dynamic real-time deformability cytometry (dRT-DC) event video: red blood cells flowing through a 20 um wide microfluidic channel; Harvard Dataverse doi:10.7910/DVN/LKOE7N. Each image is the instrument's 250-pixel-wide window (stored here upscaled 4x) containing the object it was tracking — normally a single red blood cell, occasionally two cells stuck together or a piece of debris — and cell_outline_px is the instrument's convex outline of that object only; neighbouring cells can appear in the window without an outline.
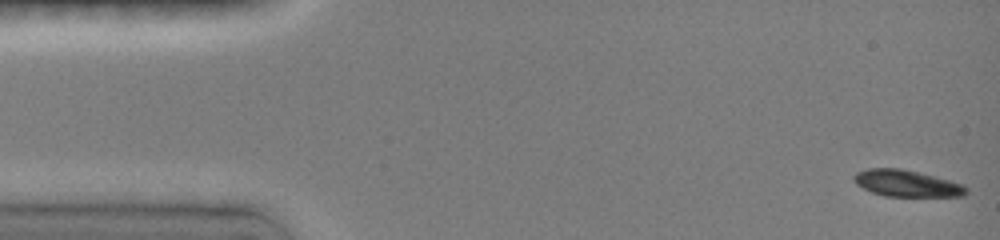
{"species": "common noctule bat (a hibernating species)", "species_latin": "Nyctalus noctula", "temperature_condition": "room temperature", "stored_images_in_passage": 28, "camera_frame_rate_fps": 3000, "um_per_image_px": 0.085, "animal": {"sex": "female", "body_mass_g": 19.0, "forearm_length_mm": 51.5}, "frame": {"image": 1, "passage_image": 1, "time_ms": 0.0, "image_size_px": [1000, 240], "cell_outline_px": [[968, 192], [964, 196], [884, 196], [872, 192], [856, 184], [852, 180], [852, 176], [856, 172], [868, 168], [900, 168], [964, 184], [968, 188]], "centroid_in_image_um": [77.04, 15.59], "position_along_channel_um": 8.0, "area_um2": 17.34}}
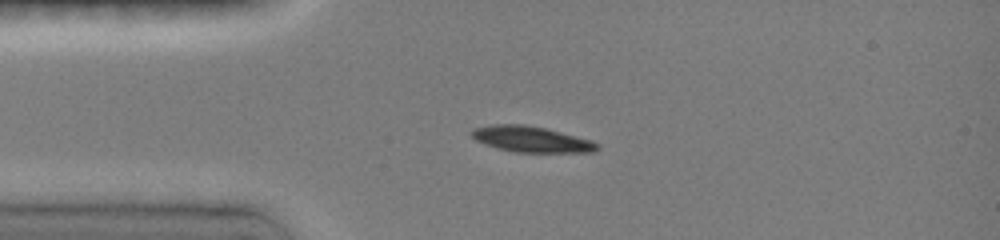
{"frame": {"image": 2, "passage_image": 13, "time_ms": 3.333, "image_size_px": [1000, 240], "cell_outline_px": [[600, 148], [596, 152], [516, 152], [496, 148], [484, 144], [476, 140], [468, 132], [472, 128], [492, 124], [524, 124], [548, 128], [592, 140], [600, 144]], "centroid_in_image_um": [45.17, 11.82], "position_along_channel_um": 39.8, "area_um2": 19.31}}
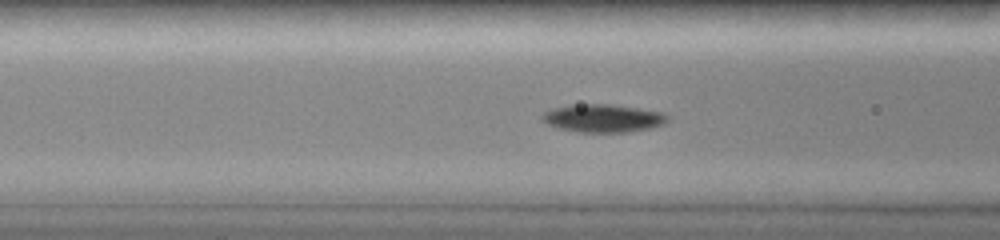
{"frame": {"image": 3, "passage_image": 20, "time_ms": 5.667, "image_size_px": [1000, 240], "cell_outline_px": [[668, 120], [664, 124], [652, 128], [628, 132], [576, 132], [560, 128], [548, 124], [540, 120], [540, 116], [544, 112], [552, 108], [572, 104], [608, 104], [664, 112], [668, 116]], "centroid_in_image_um": [51.24, 10.05], "position_along_channel_um": 115.4, "area_um2": 20.58}}